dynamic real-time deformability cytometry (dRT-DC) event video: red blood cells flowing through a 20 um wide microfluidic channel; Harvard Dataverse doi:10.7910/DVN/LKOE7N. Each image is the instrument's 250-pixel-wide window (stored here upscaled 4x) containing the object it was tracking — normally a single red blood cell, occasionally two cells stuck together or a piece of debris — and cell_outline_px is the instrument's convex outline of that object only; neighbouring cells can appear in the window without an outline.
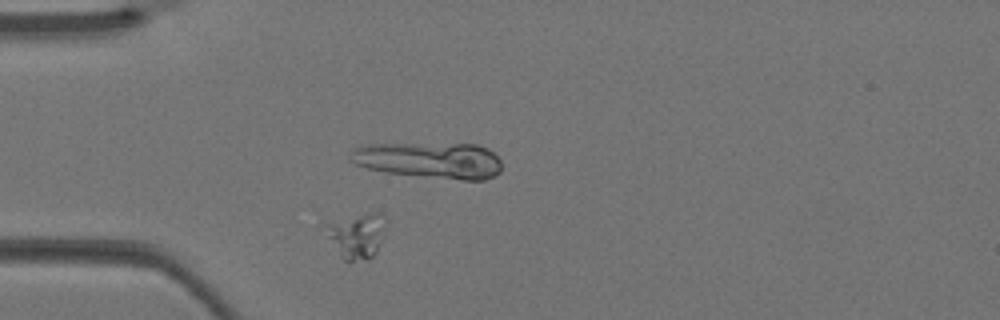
{"species": "Egyptian fruit bat (a non-hibernating species)", "species_latin": "Rousettus aegyptiacus", "temperature_condition": "warm", "stored_images_in_passage": 4, "segment_of_instrument_passage": [2, 2], "camera_frame_rate_fps": 3000, "um_per_image_px": 0.085, "animal": {"sex": "female"}, "frame": {"image": 1, "passage_image": 4, "time_ms": 1.0, "image_size_px": [1000, 320], "cell_outline_px": [[384, 236], [376, 252], [368, 260], [348, 264], [340, 256], [328, 236], [324, 224], [368, 212], [380, 212]], "centroid_in_image_um": [30.31, 20.09], "position_along_channel_um": 54.7, "area_um2": 15.61}}